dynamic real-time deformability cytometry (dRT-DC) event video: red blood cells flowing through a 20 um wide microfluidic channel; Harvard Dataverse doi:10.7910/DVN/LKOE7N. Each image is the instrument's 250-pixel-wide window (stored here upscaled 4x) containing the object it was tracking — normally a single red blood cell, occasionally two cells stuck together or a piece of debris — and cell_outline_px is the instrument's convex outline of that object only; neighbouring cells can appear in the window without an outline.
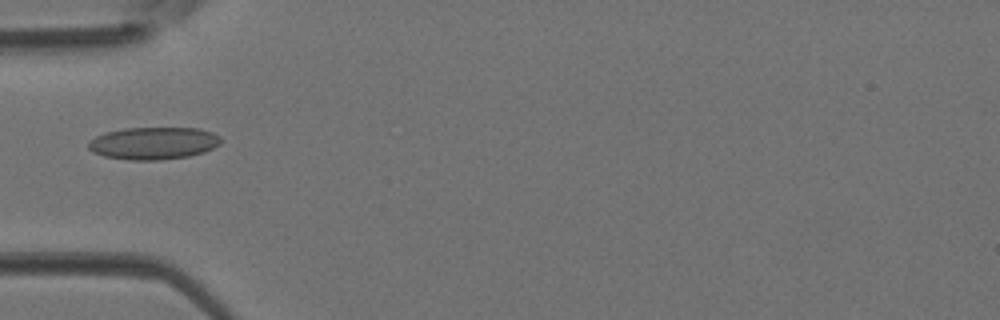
{"species": "Egyptian fruit bat (a non-hibernating species)", "species_latin": "Rousettus aegyptiacus", "temperature_condition": "room temperature", "stored_images_in_passage": 5, "camera_frame_rate_fps": 3000, "um_per_image_px": 0.085, "animal": {"sex": "female"}, "frame": {"image": 1, "passage_image": 4, "time_ms": 1.0, "image_size_px": [1000, 320], "cell_outline_px": [[220, 144], [204, 152], [188, 156], [160, 160], [128, 160], [104, 156], [92, 152], [88, 148], [88, 140], [104, 132], [124, 128], [200, 128], [212, 132], [220, 136]], "centroid_in_image_um": [13.01, 12.17], "position_along_channel_um": 72.0, "area_um2": 25.14}}